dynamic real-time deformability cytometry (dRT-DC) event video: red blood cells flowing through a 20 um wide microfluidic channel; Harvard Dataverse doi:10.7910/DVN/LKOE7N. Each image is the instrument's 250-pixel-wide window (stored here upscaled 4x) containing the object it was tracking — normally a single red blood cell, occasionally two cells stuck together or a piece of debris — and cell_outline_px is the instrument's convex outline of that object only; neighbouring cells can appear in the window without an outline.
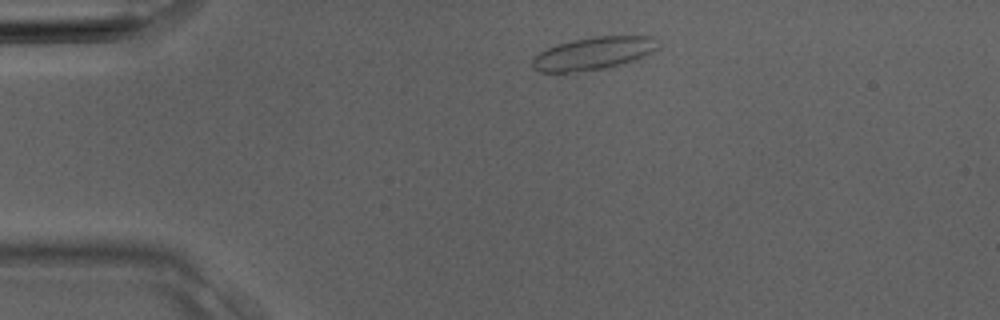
{"species": "Egyptian fruit bat (a non-hibernating species)", "species_latin": "Rousettus aegyptiacus", "temperature_condition": "room temperature", "stored_images_in_passage": 2, "camera_frame_rate_fps": 3000, "um_per_image_px": 0.085, "animal": {"sex": "male"}, "frame": {"image": 1, "passage_image": 1, "time_ms": 0.0, "image_size_px": [1000, 320], "cell_outline_px": [[656, 48], [652, 52], [636, 60], [604, 68], [568, 72], [540, 72], [532, 68], [532, 60], [540, 52], [556, 44], [572, 40], [596, 36], [656, 36]], "centroid_in_image_um": [50.42, 4.53], "position_along_channel_um": 34.6, "area_um2": 23.7}}